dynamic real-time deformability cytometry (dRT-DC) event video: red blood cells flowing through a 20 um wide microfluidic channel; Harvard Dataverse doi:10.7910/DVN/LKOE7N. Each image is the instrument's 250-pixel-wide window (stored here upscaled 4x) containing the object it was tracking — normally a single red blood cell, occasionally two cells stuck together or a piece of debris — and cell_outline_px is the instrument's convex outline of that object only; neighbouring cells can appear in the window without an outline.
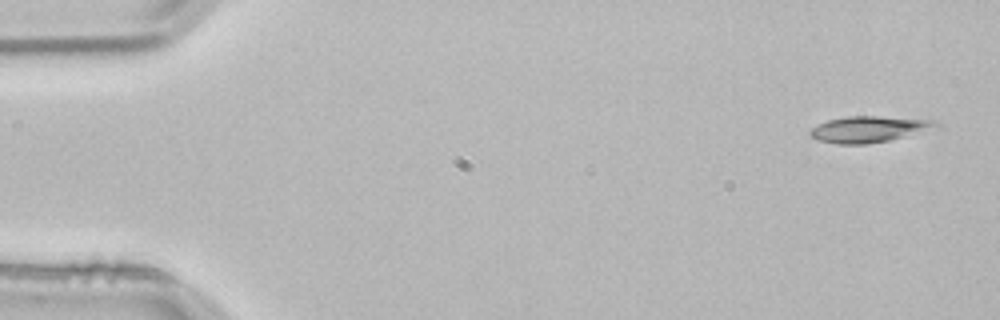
{"species": "common noctule bat (a hibernating species)", "species_latin": "Nyctalus noctula", "temperature_condition": "room temperature", "stored_images_in_passage": 4, "camera_frame_rate_fps": 3000, "um_per_image_px": 0.085, "animal": {"sex": "male", "body_mass_g": 21.5, "forearm_length_mm": 52.0}, "frame": {"image": 1, "passage_image": 1, "time_ms": 0.0, "image_size_px": [1000, 320], "cell_outline_px": [[940, 128], [888, 140], [868, 144], [836, 144], [820, 140], [812, 136], [808, 132], [812, 128], [828, 120], [848, 116], [876, 116], [936, 120], [940, 124]], "centroid_in_image_um": [73.93, 10.98], "position_along_channel_um": 11.1, "area_um2": 19.13}}
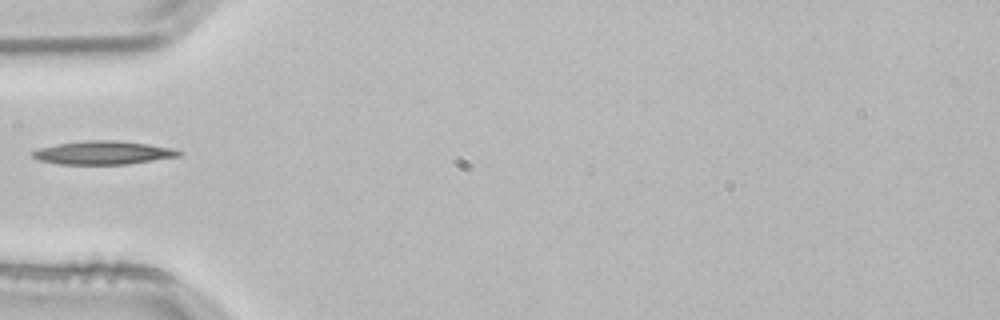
{"frame": {"image": 2, "passage_image": 4, "time_ms": 1.0, "image_size_px": [1000, 320], "cell_outline_px": [[184, 152], [180, 156], [128, 164], [60, 164], [40, 160], [32, 156], [32, 152], [40, 148], [56, 144], [84, 140], [116, 140], [148, 144], [172, 148]], "centroid_in_image_um": [8.8, 12.97], "position_along_channel_um": 76.2, "area_um2": 19.88}}